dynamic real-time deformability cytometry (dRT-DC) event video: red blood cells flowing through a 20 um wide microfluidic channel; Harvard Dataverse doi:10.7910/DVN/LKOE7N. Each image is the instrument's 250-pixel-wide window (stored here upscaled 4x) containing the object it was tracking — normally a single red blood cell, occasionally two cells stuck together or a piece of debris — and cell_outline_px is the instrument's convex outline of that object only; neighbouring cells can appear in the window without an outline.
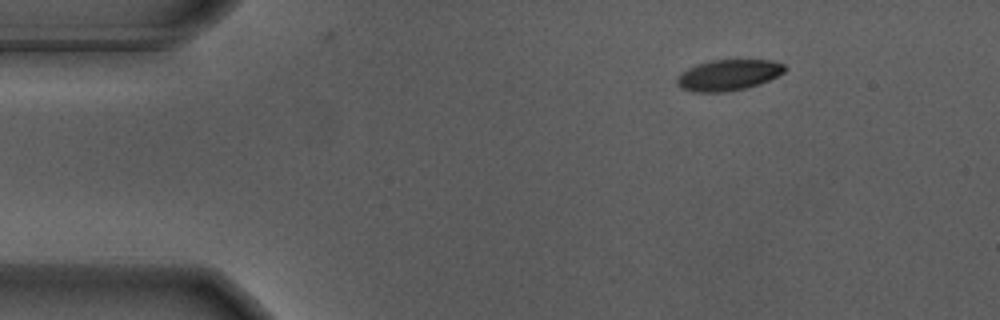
{"species": "Egyptian fruit bat (a non-hibernating species)", "species_latin": "Rousettus aegyptiacus", "temperature_condition": "warm", "stored_images_in_passage": 49, "camera_frame_rate_fps": 3000, "um_per_image_px": 0.085, "animal": {"sex": "male"}, "frame": {"image": 1, "passage_image": 1, "time_ms": 0.0, "image_size_px": [1000, 320], "cell_outline_px": [[788, 68], [784, 72], [760, 84], [748, 88], [728, 92], [692, 92], [680, 88], [676, 84], [676, 80], [688, 68], [700, 64], [716, 60], [772, 60], [784, 64]], "centroid_in_image_um": [61.95, 6.4], "position_along_channel_um": 23.1, "area_um2": 19.36}}
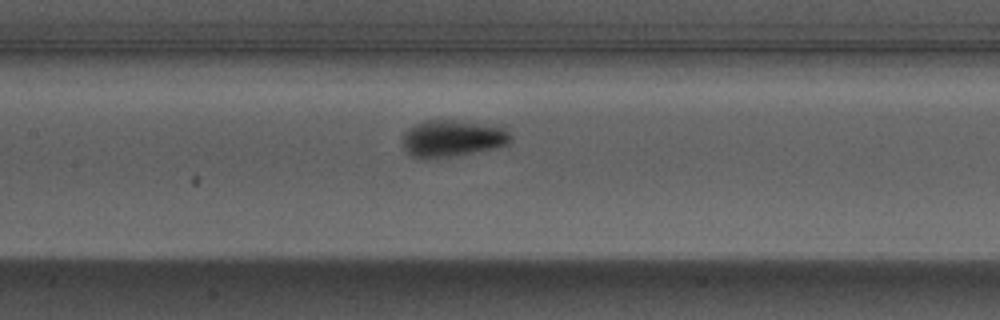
{"frame": {"image": 2, "passage_image": 19, "time_ms": 6.0, "image_size_px": [1000, 320], "cell_outline_px": [[512, 136], [504, 144], [460, 156], [428, 160], [420, 160], [412, 156], [408, 152], [404, 144], [404, 132], [408, 128], [424, 120], [452, 120], [504, 124]], "centroid_in_image_um": [38.47, 11.75], "position_along_channel_um": 168.9, "area_um2": 23.7}}
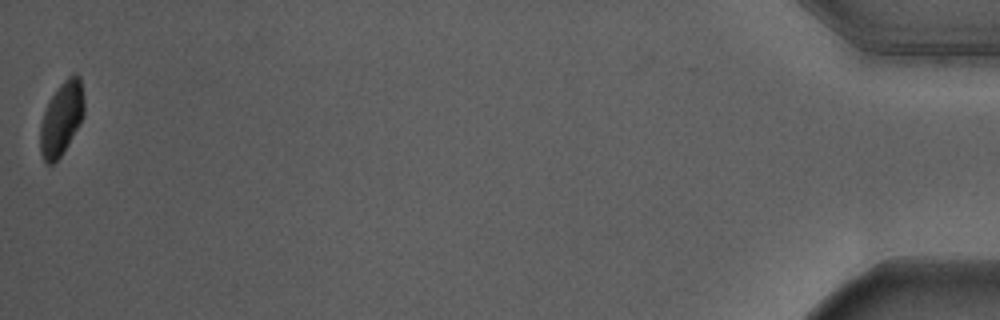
{"frame": {"image": 3, "passage_image": 49, "time_ms": 16.0, "image_size_px": [1000, 320], "cell_outline_px": [[84, 116], [80, 124], [68, 144], [60, 156], [52, 164], [44, 164], [40, 152], [40, 124], [44, 112], [52, 96], [60, 84], [68, 76], [76, 72], [80, 76], [84, 96]], "centroid_in_image_um": [5.24, 10.06], "position_along_channel_um": 430.0, "area_um2": 18.9}, "authors_computed_cell_mechanics": {"area_um2": 21.1548, "velocity_mm_per_s": 3.6577, "shape_relaxation_time_tau1_ms": 3.1893, "shape_relaxation_time_tau2_ms": null, "deformation_change_tau1": 0.1451, "deformation_change_tau2": null}}